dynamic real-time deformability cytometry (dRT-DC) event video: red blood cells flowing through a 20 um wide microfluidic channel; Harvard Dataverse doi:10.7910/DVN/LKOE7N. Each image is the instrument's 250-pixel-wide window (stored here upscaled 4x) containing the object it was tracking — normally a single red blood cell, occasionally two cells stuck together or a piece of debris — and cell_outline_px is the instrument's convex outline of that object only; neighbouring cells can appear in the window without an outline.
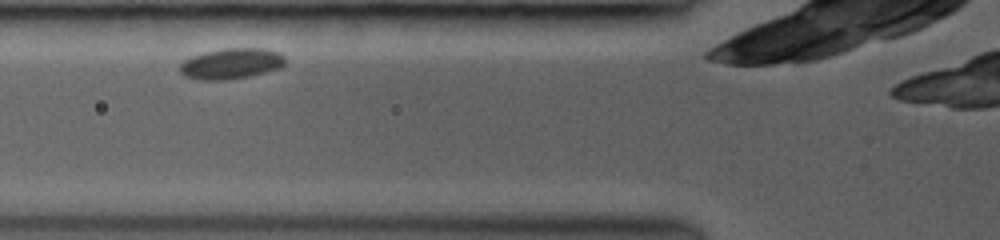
{"species": "common noctule bat (a hibernating species)", "species_latin": "Nyctalus noctula", "temperature_condition": "room temperature", "stored_images_in_passage": 4, "camera_frame_rate_fps": 3000, "um_per_image_px": 0.085, "animal": {"sex": "female", "body_mass_g": 19.0, "forearm_length_mm": 53.3}, "frame": {"image": 1, "passage_image": 2, "time_ms": 1.0, "image_size_px": [1000, 240], "cell_outline_px": [[284, 64], [280, 68], [252, 76], [228, 80], [200, 80], [184, 76], [180, 72], [180, 64], [184, 60], [192, 56], [204, 52], [220, 48], [264, 48], [280, 52], [284, 56]], "centroid_in_image_um": [19.66, 5.41], "position_along_channel_um": 106.1, "area_um2": 19.13}}
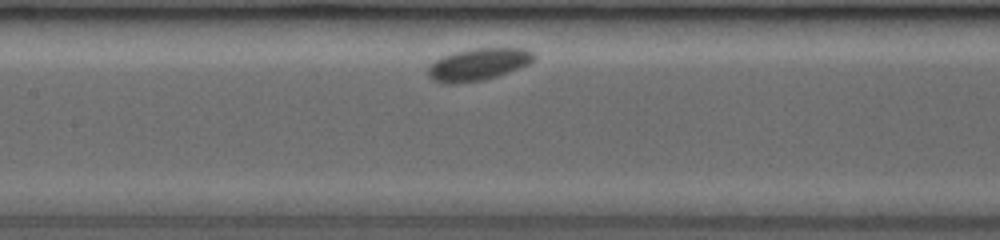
{"frame": {"image": 2, "passage_image": 4, "time_ms": 2.667, "image_size_px": [1000, 240], "cell_outline_px": [[536, 56], [528, 64], [508, 72], [484, 80], [456, 84], [444, 84], [432, 80], [428, 76], [428, 64], [444, 56], [456, 52], [472, 48], [524, 48], [536, 52]], "centroid_in_image_um": [40.63, 5.48], "position_along_channel_um": 166.8, "area_um2": 19.94}}